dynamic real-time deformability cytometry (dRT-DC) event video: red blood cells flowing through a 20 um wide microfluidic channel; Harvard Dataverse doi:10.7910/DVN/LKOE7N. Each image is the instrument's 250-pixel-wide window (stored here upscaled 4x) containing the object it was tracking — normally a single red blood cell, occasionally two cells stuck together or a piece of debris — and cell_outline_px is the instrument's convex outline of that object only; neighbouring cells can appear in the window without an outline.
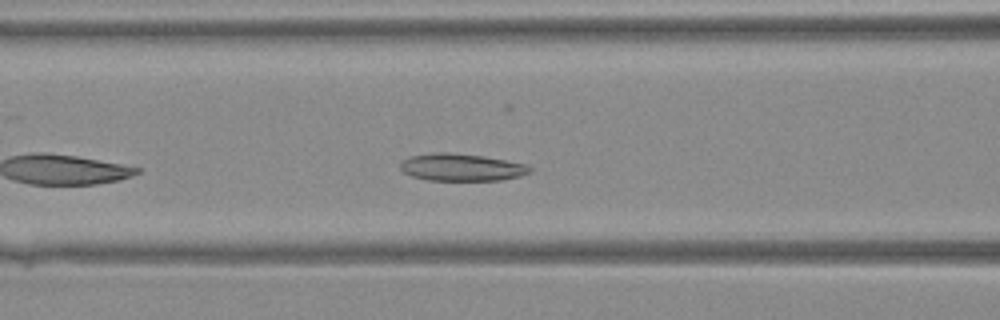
{"species": "Egyptian fruit bat (a non-hibernating species)", "species_latin": "Rousettus aegyptiacus", "temperature_condition": "warm", "stored_images_in_passage": 25, "camera_frame_rate_fps": 3000, "um_per_image_px": 0.085, "animal": {"sex": "female"}, "frame": {"image": 1, "passage_image": 6, "time_ms": 1.667, "image_size_px": [1000, 320], "cell_outline_px": [[532, 172], [520, 176], [500, 180], [428, 180], [412, 176], [404, 172], [400, 168], [400, 164], [404, 160], [412, 156], [436, 152], [452, 152], [484, 156], [528, 164], [532, 168]], "centroid_in_image_um": [39.28, 14.21], "position_along_channel_um": 127.3, "area_um2": 20.63}}
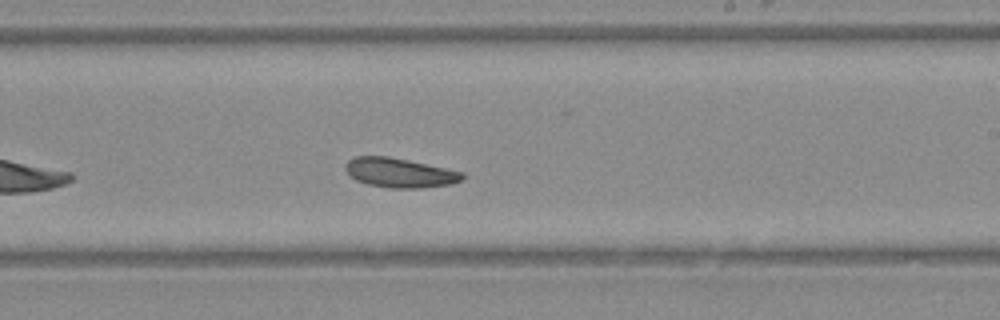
{"frame": {"image": 2, "passage_image": 14, "time_ms": 4.333, "image_size_px": [1000, 320], "cell_outline_px": [[464, 176], [460, 180], [452, 184], [420, 188], [388, 188], [368, 184], [356, 180], [348, 176], [344, 168], [344, 164], [348, 160], [356, 156], [388, 156], [408, 160], [464, 172]], "centroid_in_image_um": [33.92, 14.68], "position_along_channel_um": 255.1, "area_um2": 20.17}}
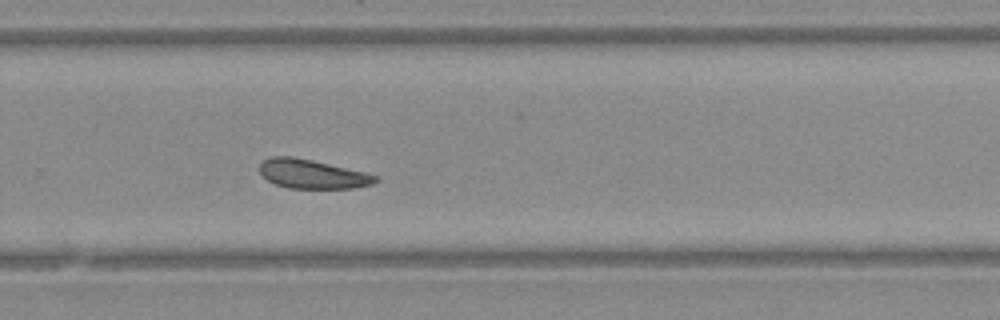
{"frame": {"image": 3, "passage_image": 17, "time_ms": 5.333, "image_size_px": [1000, 320], "cell_outline_px": [[376, 180], [372, 184], [352, 188], [288, 188], [276, 184], [268, 180], [260, 172], [260, 164], [264, 160], [272, 156], [292, 156], [312, 160], [364, 172], [376, 176]], "centroid_in_image_um": [26.5, 14.79], "position_along_channel_um": 303.3, "area_um2": 19.25}}